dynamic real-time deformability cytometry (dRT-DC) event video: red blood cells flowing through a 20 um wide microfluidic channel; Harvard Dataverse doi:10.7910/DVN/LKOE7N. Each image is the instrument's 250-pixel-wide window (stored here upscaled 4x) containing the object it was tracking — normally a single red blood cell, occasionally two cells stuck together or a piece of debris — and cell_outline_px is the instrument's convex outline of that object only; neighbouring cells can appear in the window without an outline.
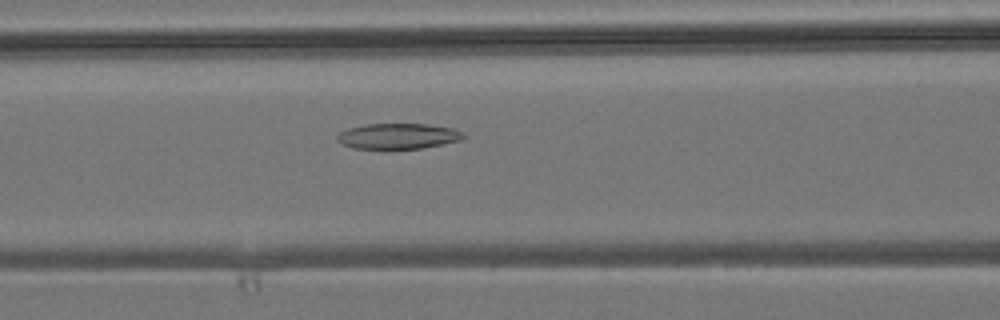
{"species": "common noctule bat (a hibernating species)", "species_latin": "Nyctalus noctula", "temperature_condition": "room temperature", "stored_images_in_passage": 9, "segment_of_instrument_passage": [1, 2], "camera_frame_rate_fps": 3000, "um_per_image_px": 0.085, "animal": {"sex": "male", "body_mass_g": 19.2, "forearm_length_mm": 51.8}, "frame": {"image": 1, "passage_image": 8, "time_ms": 9.667, "image_size_px": [1000, 320], "cell_outline_px": [[468, 136], [460, 140], [424, 148], [384, 152], [352, 148], [336, 140], [336, 136], [340, 132], [348, 128], [364, 124], [428, 124], [452, 128]], "centroid_in_image_um": [33.78, 11.62], "position_along_channel_um": 132.8, "area_um2": 19.71}}